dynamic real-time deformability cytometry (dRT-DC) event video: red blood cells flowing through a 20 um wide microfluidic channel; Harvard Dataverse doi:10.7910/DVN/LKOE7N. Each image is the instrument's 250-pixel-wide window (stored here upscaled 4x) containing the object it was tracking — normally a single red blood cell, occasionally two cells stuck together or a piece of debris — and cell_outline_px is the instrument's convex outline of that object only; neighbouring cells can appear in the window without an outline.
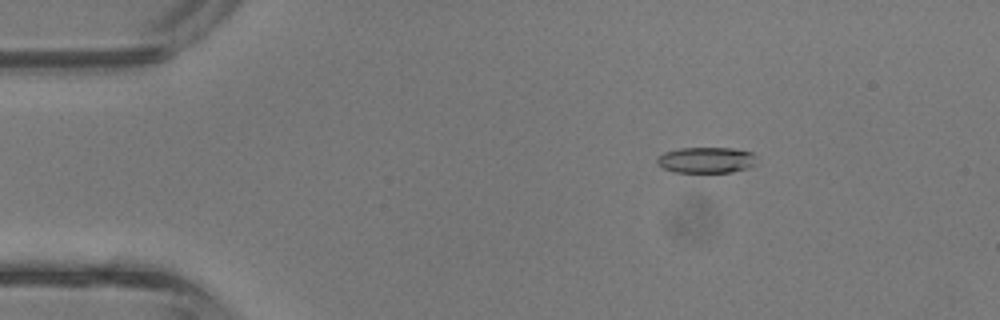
{"species": "common noctule bat (a hibernating species)", "species_latin": "Nyctalus noctula", "temperature_condition": "room temperature", "stored_images_in_passage": 16, "camera_frame_rate_fps": 3000, "um_per_image_px": 0.085, "animal": {"sex": "male", "body_mass_g": 13.3}, "frame": {"image": 1, "passage_image": 3, "time_ms": 0.667, "image_size_px": [1000, 320], "cell_outline_px": [[756, 164], [748, 168], [732, 172], [676, 172], [664, 168], [656, 164], [656, 160], [664, 152], [680, 148], [732, 148], [752, 152], [756, 156]], "centroid_in_image_um": [60.06, 13.6], "position_along_channel_um": 24.9, "area_um2": 15.09}}
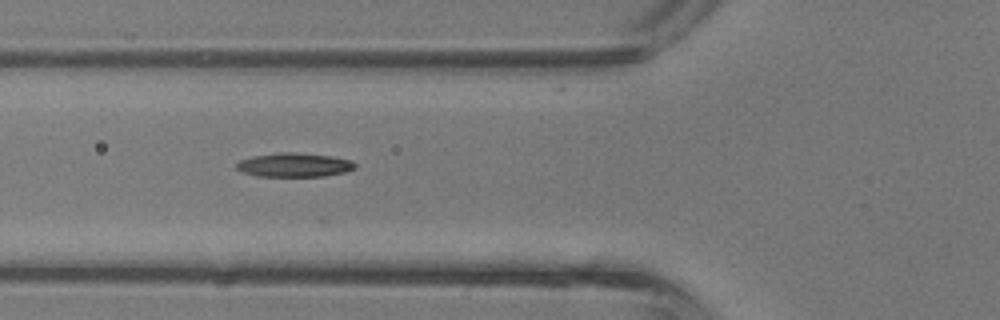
{"frame": {"image": 2, "passage_image": 12, "time_ms": 3.667, "image_size_px": [1000, 320], "cell_outline_px": [[356, 168], [344, 172], [324, 176], [256, 176], [244, 172], [236, 168], [236, 164], [240, 160], [252, 156], [280, 152], [296, 152], [332, 156], [352, 160], [356, 164]], "centroid_in_image_um": [25.03, 14.01], "position_along_channel_um": 100.8, "area_um2": 16.59}}
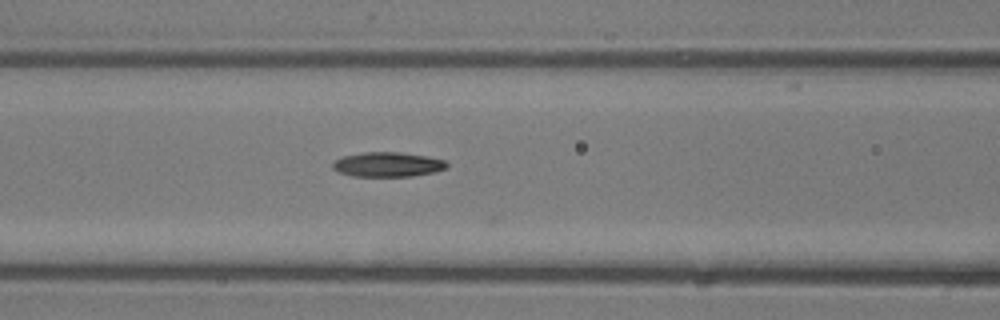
{"frame": {"image": 3, "passage_image": 14, "time_ms": 4.333, "image_size_px": [1000, 320], "cell_outline_px": [[448, 168], [432, 172], [412, 176], [352, 176], [340, 172], [332, 168], [332, 164], [336, 160], [344, 156], [364, 152], [400, 152], [428, 156], [444, 160], [448, 164]], "centroid_in_image_um": [32.97, 13.97], "position_along_channel_um": 133.6, "area_um2": 16.3}}